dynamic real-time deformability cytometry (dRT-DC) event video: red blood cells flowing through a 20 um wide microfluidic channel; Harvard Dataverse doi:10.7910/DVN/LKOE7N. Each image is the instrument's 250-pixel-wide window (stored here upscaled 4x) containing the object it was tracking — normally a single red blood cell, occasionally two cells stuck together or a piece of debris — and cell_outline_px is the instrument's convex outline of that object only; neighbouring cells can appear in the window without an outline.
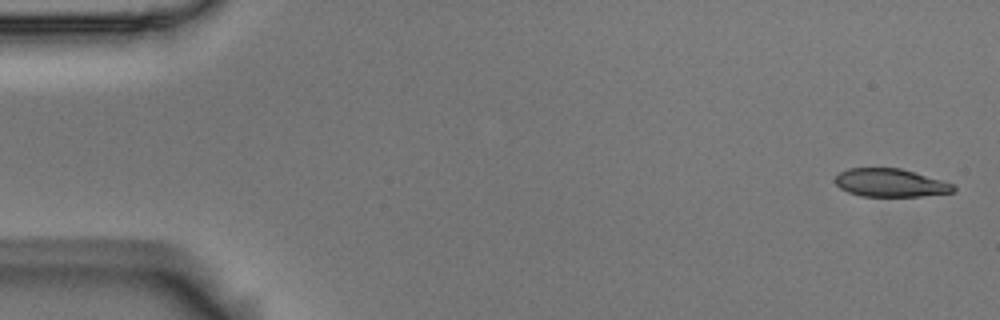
{"species": "Egyptian fruit bat (a non-hibernating species)", "species_latin": "Rousettus aegyptiacus", "temperature_condition": "room temperature", "stored_images_in_passage": 5, "camera_frame_rate_fps": 3000, "um_per_image_px": 0.085, "animal": {"sex": "male"}, "frame": {"image": 1, "passage_image": 1, "time_ms": 0.0, "image_size_px": [1000, 320], "cell_outline_px": [[956, 192], [920, 196], [860, 196], [848, 192], [840, 188], [836, 184], [836, 176], [840, 172], [848, 168], [900, 168], [940, 180], [952, 184], [956, 188]], "centroid_in_image_um": [75.67, 15.54], "position_along_channel_um": 9.3, "area_um2": 19.19}}